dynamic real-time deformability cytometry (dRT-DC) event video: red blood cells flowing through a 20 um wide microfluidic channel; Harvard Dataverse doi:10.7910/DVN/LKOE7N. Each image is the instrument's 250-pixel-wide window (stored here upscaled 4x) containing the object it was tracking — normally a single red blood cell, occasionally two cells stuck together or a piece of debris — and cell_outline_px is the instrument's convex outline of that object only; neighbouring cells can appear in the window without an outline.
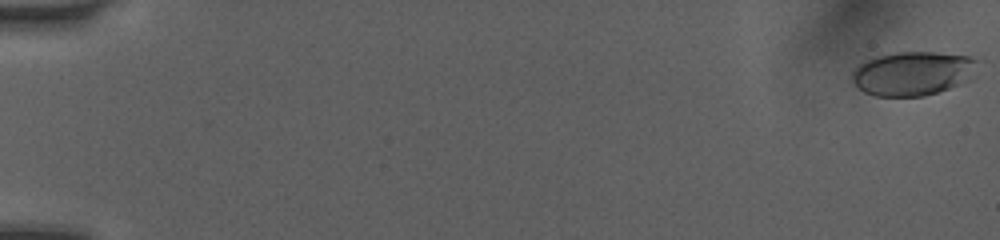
{"species": "human", "species_latin": "Homo sapiens", "temperature_condition": "room temperature", "stored_images_in_passage": 52, "camera_frame_rate_fps": 3000, "um_per_image_px": 0.085, "donor": {"sex": "female"}, "frame": {"image": 1, "passage_image": 1, "time_ms": 0.0, "image_size_px": [1000, 240], "cell_outline_px": [[976, 60], [968, 80], [948, 88], [924, 96], [876, 96], [864, 92], [852, 80], [852, 72], [864, 60], [876, 56], [896, 52], [932, 52], [968, 56]], "centroid_in_image_um": [77.51, 6.24], "position_along_channel_um": 7.5, "area_um2": 31.56}}
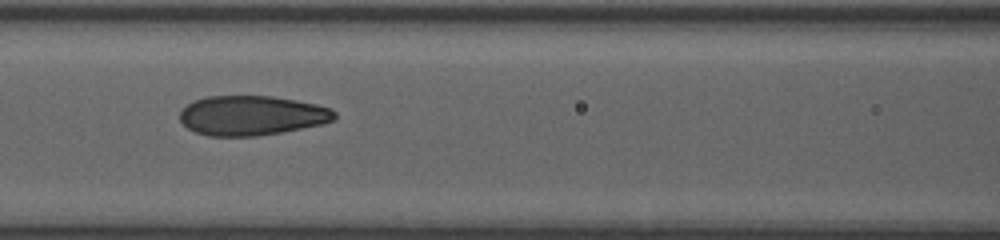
{"frame": {"image": 2, "passage_image": 25, "time_ms": 8.0, "image_size_px": [1000, 240], "cell_outline_px": [[336, 120], [320, 124], [280, 132], [256, 136], [208, 136], [196, 132], [188, 128], [180, 120], [180, 112], [192, 100], [208, 96], [272, 96], [296, 100], [316, 104], [332, 108], [336, 112]], "centroid_in_image_um": [21.4, 9.81], "position_along_channel_um": 145.2, "area_um2": 35.72}}
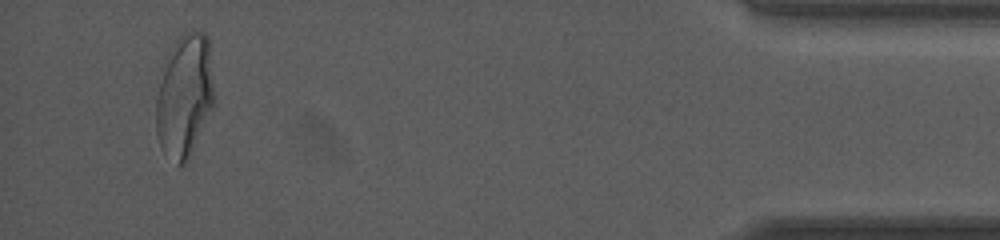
{"frame": {"image": 3, "passage_image": 50, "time_ms": 16.333, "image_size_px": [1000, 240], "cell_outline_px": [[216, 100], [188, 160], [184, 164], [176, 164], [160, 148], [156, 132], [156, 100], [168, 52], [180, 32], [204, 32], [208, 36]], "centroid_in_image_um": [15.71, 8.13], "position_along_channel_um": 419.5, "area_um2": 41.85}, "authors_computed_cell_mechanics": {"area_um2": 35.7493, "velocity_mm_per_s": 4.0605, "shape_relaxation_time_tau1_ms": 8.9776, "shape_relaxation_time_tau2_ms": 0.7569, "deformation_change_tau1": 0.2448, "deformation_change_tau2": 0.065}}